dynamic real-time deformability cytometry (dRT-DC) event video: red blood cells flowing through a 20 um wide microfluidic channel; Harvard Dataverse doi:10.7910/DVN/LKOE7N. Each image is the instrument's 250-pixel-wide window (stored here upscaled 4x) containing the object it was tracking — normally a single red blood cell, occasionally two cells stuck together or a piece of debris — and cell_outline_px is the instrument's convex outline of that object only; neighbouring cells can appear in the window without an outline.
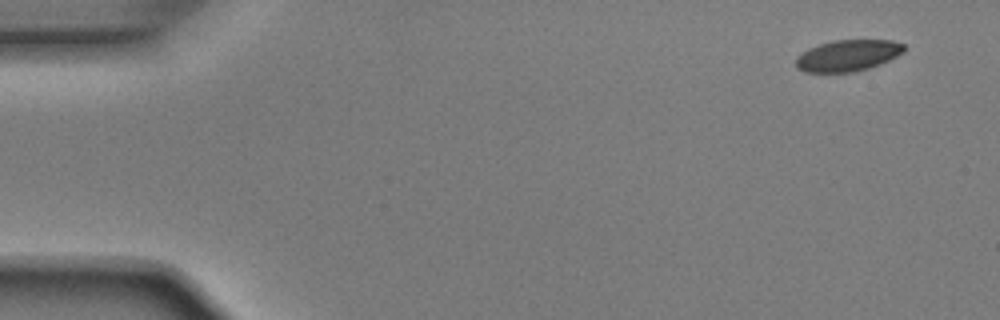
{"species": "Egyptian fruit bat (a non-hibernating species)", "species_latin": "Rousettus aegyptiacus", "temperature_condition": "room temperature", "stored_images_in_passage": 48, "camera_frame_rate_fps": 3000, "um_per_image_px": 0.085, "animal": {"sex": "male"}, "frame": {"image": 1, "passage_image": 1, "time_ms": 0.0, "image_size_px": [1000, 320], "cell_outline_px": [[904, 52], [880, 64], [868, 68], [852, 72], [804, 72], [796, 68], [796, 56], [808, 48], [832, 40], [892, 40], [904, 44]], "centroid_in_image_um": [72.03, 4.71], "position_along_channel_um": 13.0, "area_um2": 19.77}}
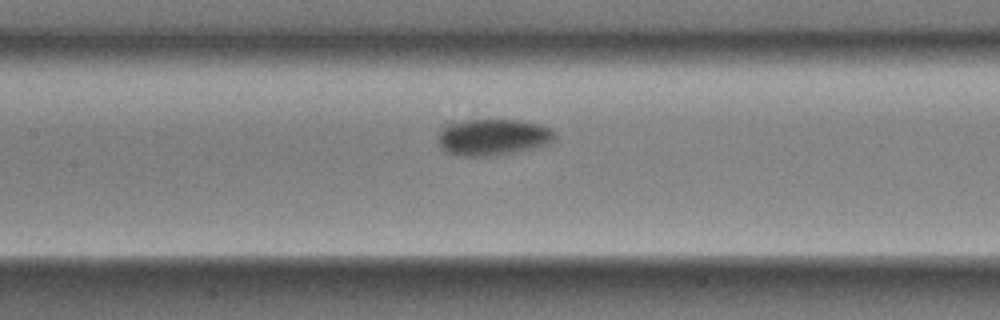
{"frame": {"image": 2, "passage_image": 22, "time_ms": 7.0, "image_size_px": [1000, 320], "cell_outline_px": [[556, 140], [552, 144], [536, 148], [496, 156], [460, 156], [444, 152], [440, 148], [440, 128], [460, 116], [520, 120], [540, 124], [552, 128]], "centroid_in_image_um": [41.88, 11.6], "position_along_channel_um": 165.5, "area_um2": 26.41}}
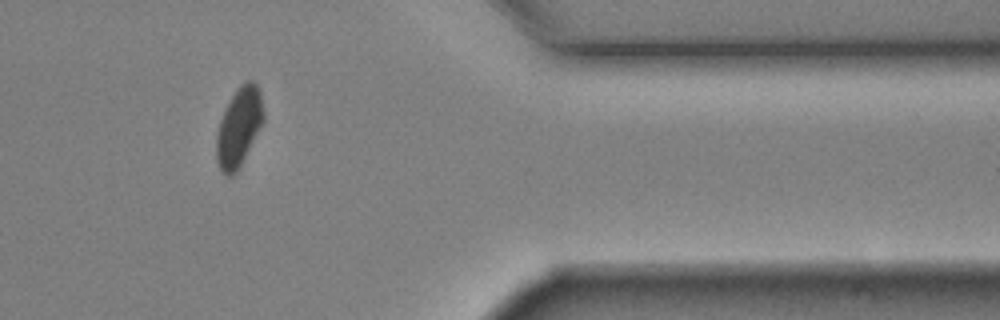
{"frame": {"image": 3, "passage_image": 41, "time_ms": 13.333, "image_size_px": [1000, 320], "cell_outline_px": [[264, 120], [236, 172], [232, 176], [228, 176], [220, 168], [216, 160], [216, 136], [220, 120], [224, 108], [236, 88], [244, 80], [252, 80], [256, 84], [260, 92], [264, 112]], "centroid_in_image_um": [20.3, 10.74], "position_along_channel_um": 391.1, "area_um2": 21.5}, "authors_computed_cell_mechanics": {"area_um2": 22.6576, "velocity_mm_per_s": 3.9053, "shape_relaxation_time_tau1_ms": 2.2873, "shape_relaxation_time_tau2_ms": null, "deformation_change_tau1": 0.127, "deformation_change_tau2": null}}